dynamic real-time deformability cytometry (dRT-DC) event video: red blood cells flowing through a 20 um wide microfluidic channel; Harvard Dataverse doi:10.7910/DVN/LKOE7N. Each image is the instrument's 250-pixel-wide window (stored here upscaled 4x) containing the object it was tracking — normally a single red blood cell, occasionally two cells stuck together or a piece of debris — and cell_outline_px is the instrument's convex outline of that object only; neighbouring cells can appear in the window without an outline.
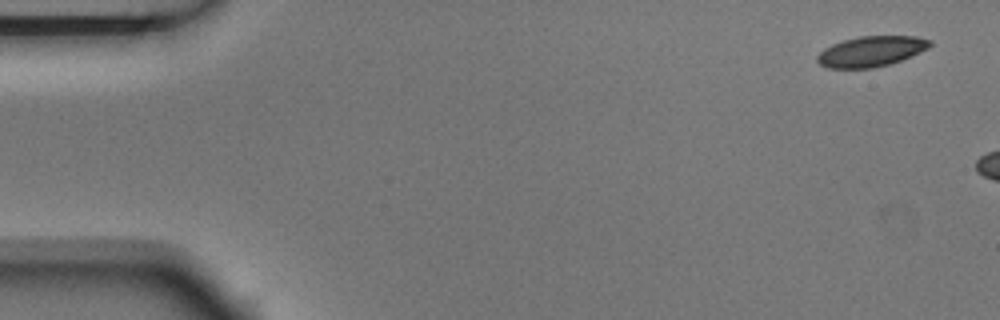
{"species": "Egyptian fruit bat (a non-hibernating species)", "species_latin": "Rousettus aegyptiacus", "temperature_condition": "room temperature", "stored_images_in_passage": 4, "camera_frame_rate_fps": 3000, "um_per_image_px": 0.085, "animal": {"sex": "male"}, "frame": {"image": 1, "passage_image": 1, "time_ms": 0.0, "image_size_px": [1000, 320], "cell_outline_px": [[932, 44], [928, 48], [920, 52], [900, 60], [888, 64], [872, 68], [828, 68], [820, 64], [816, 60], [816, 56], [824, 48], [832, 44], [844, 40], [860, 36], [916, 36], [932, 40]], "centroid_in_image_um": [74.04, 4.36], "position_along_channel_um": 11.0, "area_um2": 19.88}}